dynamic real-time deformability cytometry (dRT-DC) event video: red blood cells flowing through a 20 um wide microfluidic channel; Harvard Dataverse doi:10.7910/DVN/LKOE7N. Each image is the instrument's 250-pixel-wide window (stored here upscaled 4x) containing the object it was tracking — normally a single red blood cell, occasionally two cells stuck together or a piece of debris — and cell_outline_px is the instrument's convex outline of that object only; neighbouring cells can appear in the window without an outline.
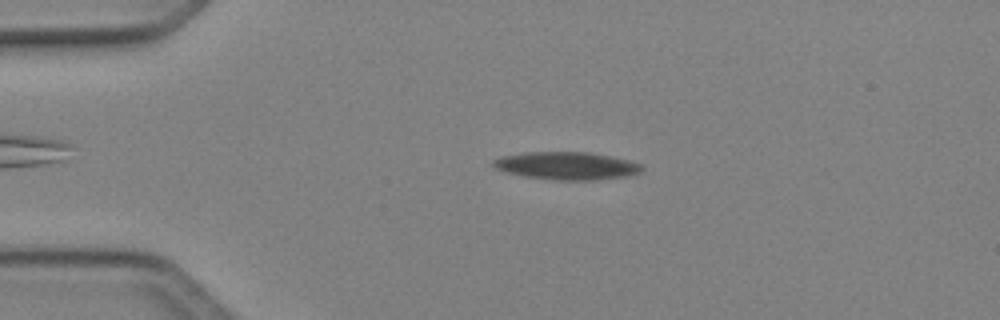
{"species": "Egyptian fruit bat (a non-hibernating species)", "species_latin": "Rousettus aegyptiacus", "temperature_condition": "cold", "stored_images_in_passage": 51, "camera_frame_rate_fps": 3000, "um_per_image_px": 0.085, "animal": {"sex": "female"}, "frame": {"image": 1, "passage_image": 11, "time_ms": 3.333, "image_size_px": [1000, 320], "cell_outline_px": [[644, 168], [640, 172], [624, 176], [592, 180], [556, 180], [524, 176], [508, 172], [496, 168], [492, 164], [492, 160], [500, 156], [524, 152], [588, 152], [628, 160], [640, 164]], "centroid_in_image_um": [48.13, 14.08], "position_along_channel_um": 36.9, "area_um2": 23.76}}
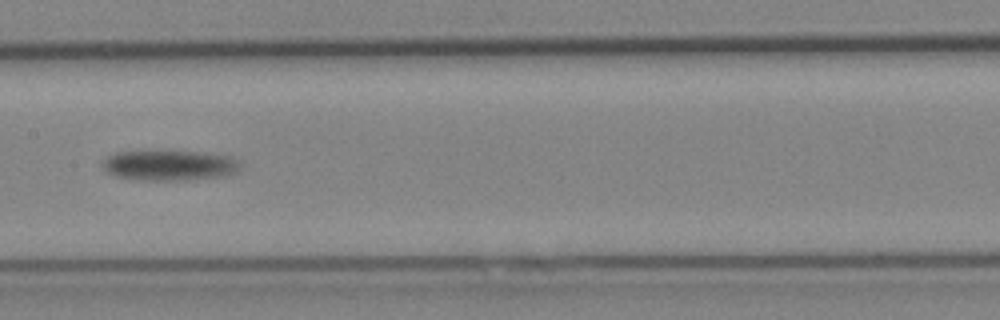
{"frame": {"image": 2, "passage_image": 26, "time_ms": 8.333, "image_size_px": [1000, 320], "cell_outline_px": [[240, 168], [236, 172], [220, 176], [188, 180], [144, 180], [116, 176], [108, 172], [104, 168], [104, 160], [108, 156], [116, 152], [196, 152], [232, 156], [240, 160]], "centroid_in_image_um": [14.46, 14.06], "position_along_channel_um": 192.9, "area_um2": 23.87}}
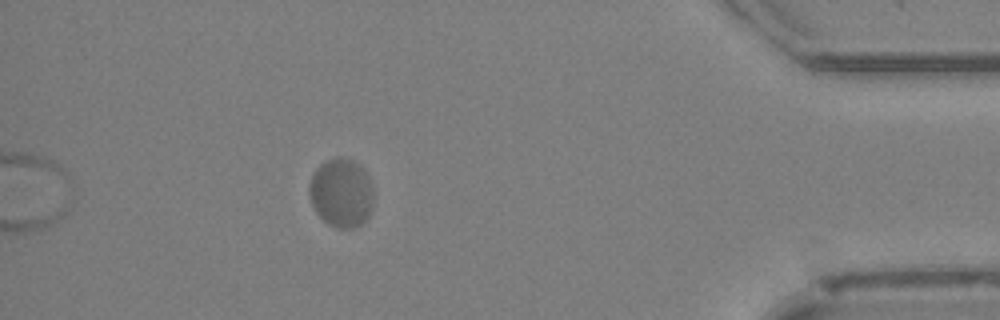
{"frame": {"image": 3, "passage_image": 46, "time_ms": 15.0, "image_size_px": [1000, 320], "cell_outline_px": [[372, 208], [368, 216], [360, 224], [352, 228], [336, 228], [328, 224], [316, 212], [308, 196], [308, 188], [312, 172], [320, 164], [336, 156], [340, 156], [352, 160], [360, 164], [364, 168], [368, 176], [372, 192]], "centroid_in_image_um": [28.98, 16.37], "position_along_channel_um": 406.2, "area_um2": 25.95}}